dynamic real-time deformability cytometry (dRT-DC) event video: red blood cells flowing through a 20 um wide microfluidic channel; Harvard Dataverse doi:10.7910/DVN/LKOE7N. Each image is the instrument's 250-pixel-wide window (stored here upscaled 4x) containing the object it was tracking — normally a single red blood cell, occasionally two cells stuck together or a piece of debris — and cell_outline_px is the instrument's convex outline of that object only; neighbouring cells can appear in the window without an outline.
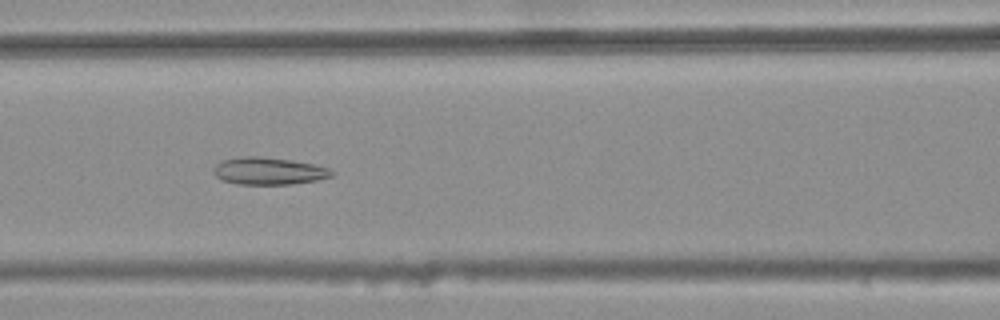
{"species": "common noctule bat (a hibernating species)", "species_latin": "Nyctalus noctula", "temperature_condition": "warm", "stored_images_in_passage": 43, "camera_frame_rate_fps": 3000, "um_per_image_px": 0.085, "animal": {"sex": "female", "body_mass_g": 25.1}, "frame": {"image": 1, "passage_image": 20, "time_ms": 6.333, "image_size_px": [1000, 320], "cell_outline_px": [[336, 172], [332, 176], [316, 180], [292, 184], [236, 184], [224, 180], [216, 176], [212, 172], [212, 168], [220, 160], [244, 156], [260, 156], [288, 160], [312, 164], [328, 168]], "centroid_in_image_um": [22.8, 14.53], "position_along_channel_um": 143.8, "area_um2": 18.73}}
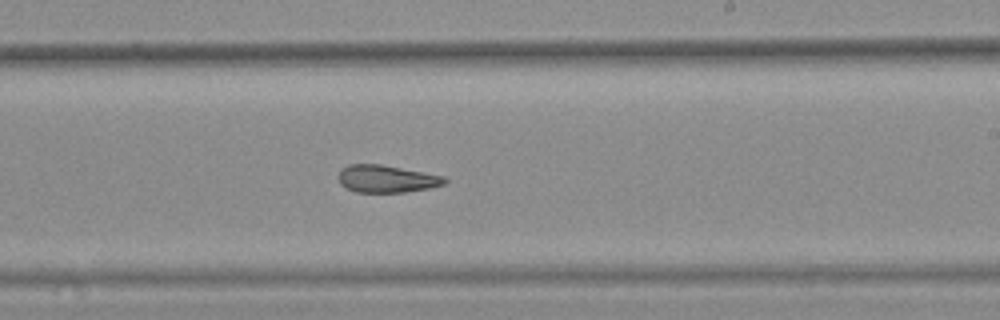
{"frame": {"image": 2, "passage_image": 29, "time_ms": 9.333, "image_size_px": [1000, 320], "cell_outline_px": [[448, 180], [444, 184], [428, 188], [404, 192], [356, 192], [340, 184], [336, 176], [340, 168], [348, 164], [380, 164], [424, 172], [444, 176]], "centroid_in_image_um": [32.8, 15.19], "position_along_channel_um": 256.2, "area_um2": 17.05}}
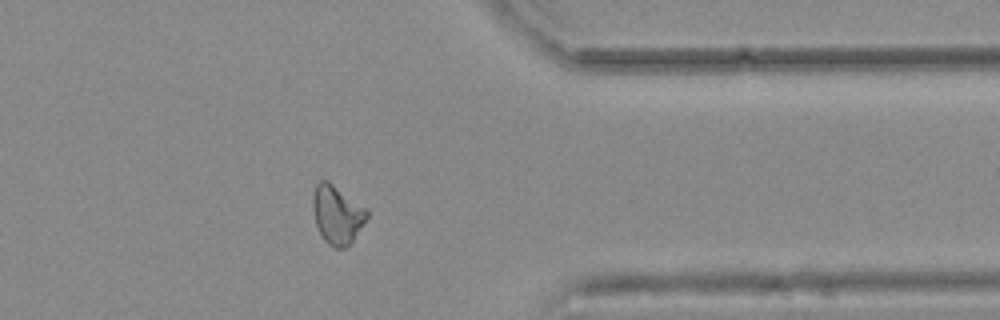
{"frame": {"image": 3, "passage_image": 40, "time_ms": 13.0, "image_size_px": [1000, 320], "cell_outline_px": [[368, 216], [352, 240], [344, 248], [332, 248], [324, 240], [316, 224], [312, 208], [312, 196], [316, 184], [320, 180], [328, 180], [368, 208]], "centroid_in_image_um": [28.64, 18.2], "position_along_channel_um": 382.8, "area_um2": 18.5}, "authors_computed_cell_mechanics": {"area_um2": 18.1492, "velocity_mm_per_s": 3.7544, "shape_relaxation_time_tau1_ms": null, "shape_relaxation_time_tau2_ms": 3.4089, "deformation_change_tau1": null, "deformation_change_tau2": 0.1128}}